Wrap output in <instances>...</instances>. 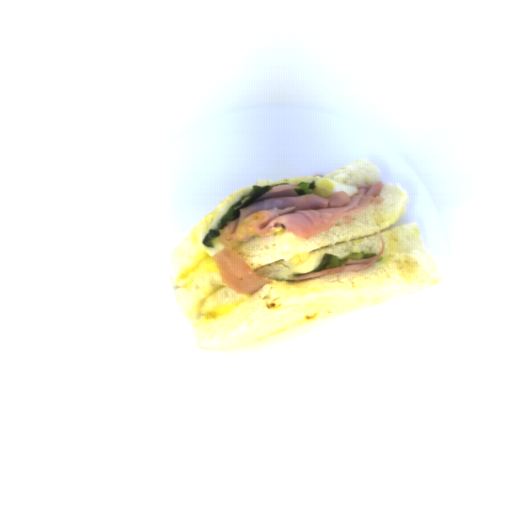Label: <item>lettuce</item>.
Segmentation results:
<instances>
[{"instance_id": "lettuce-1", "label": "lettuce", "mask_w": 512, "mask_h": 512, "mask_svg": "<svg viewBox=\"0 0 512 512\" xmlns=\"http://www.w3.org/2000/svg\"><path fill=\"white\" fill-rule=\"evenodd\" d=\"M278 185H289V183H274L266 186H257L256 184L252 185L250 192L248 195L242 196L239 202L234 203L226 213L221 217L219 223L212 229H209L206 237L203 240V245L208 248L214 247L213 239L216 237H220V234L223 228L231 221L240 217V212L242 208L249 207L254 203L258 202L260 198L269 193L272 187H276Z\"/></svg>"}, {"instance_id": "lettuce-2", "label": "lettuce", "mask_w": 512, "mask_h": 512, "mask_svg": "<svg viewBox=\"0 0 512 512\" xmlns=\"http://www.w3.org/2000/svg\"><path fill=\"white\" fill-rule=\"evenodd\" d=\"M376 255H378V254L366 253V252H354L352 254H349L348 256H346L343 259H339L336 256L326 252L324 254L320 264L309 273H313V272H317V271H321V270H325V269L338 268L340 266L345 265L348 260H353V261L354 260H365V259L373 258Z\"/></svg>"}, {"instance_id": "lettuce-3", "label": "lettuce", "mask_w": 512, "mask_h": 512, "mask_svg": "<svg viewBox=\"0 0 512 512\" xmlns=\"http://www.w3.org/2000/svg\"><path fill=\"white\" fill-rule=\"evenodd\" d=\"M296 186H299L298 188L294 189L298 196L313 194L317 188V184H316L315 180L311 181L310 183H306V182L302 181L299 184H297Z\"/></svg>"}]
</instances>
